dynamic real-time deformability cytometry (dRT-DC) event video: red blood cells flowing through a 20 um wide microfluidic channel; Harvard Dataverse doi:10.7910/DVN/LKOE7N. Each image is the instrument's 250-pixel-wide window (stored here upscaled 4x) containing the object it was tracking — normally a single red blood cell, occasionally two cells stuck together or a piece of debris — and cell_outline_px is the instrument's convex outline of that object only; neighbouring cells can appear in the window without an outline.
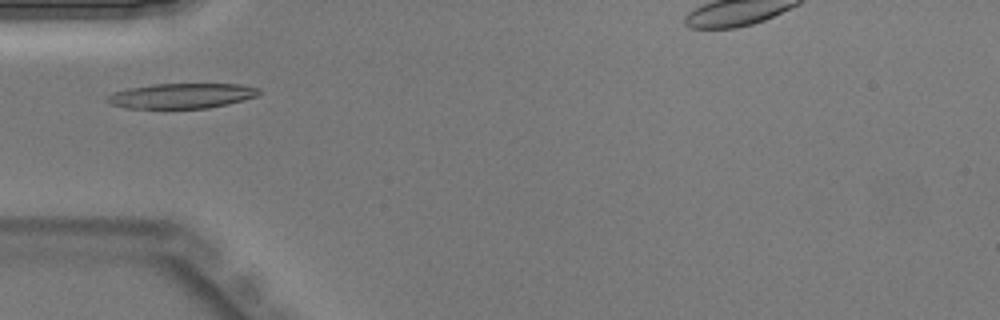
{"species": "Egyptian fruit bat (a non-hibernating species)", "species_latin": "Rousettus aegyptiacus", "temperature_condition": "warm", "stored_images_in_passage": 29, "camera_frame_rate_fps": 3000, "um_per_image_px": 0.085, "animal": {"sex": "male"}, "frame": {"image": 1, "passage_image": 1, "time_ms": 0.0, "image_size_px": [1000, 320], "cell_outline_px": [[260, 92], [256, 96], [244, 100], [228, 104], [208, 108], [124, 108], [112, 104], [104, 100], [104, 96], [128, 88], [156, 84], [240, 84], [260, 88]], "centroid_in_image_um": [15.43, 8.14], "position_along_channel_um": 69.6, "area_um2": 22.2}}
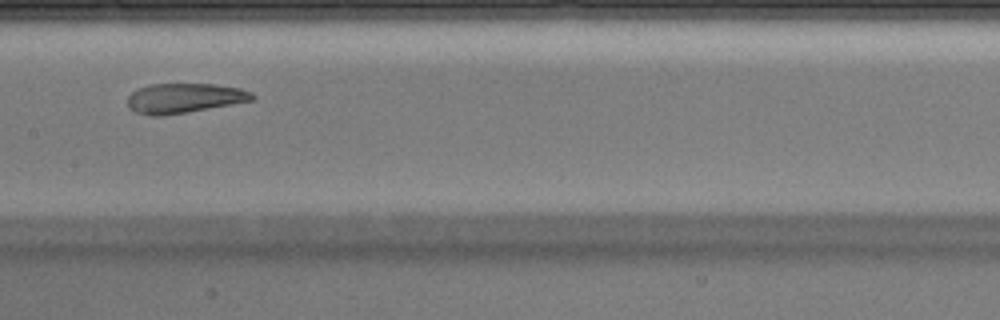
{"frame": {"image": 2, "passage_image": 9, "time_ms": 2.667, "image_size_px": [1000, 320], "cell_outline_px": [[256, 96], [252, 100], [208, 108], [160, 116], [148, 116], [136, 112], [128, 108], [128, 96], [132, 92], [148, 84], [212, 84], [240, 88], [252, 92]], "centroid_in_image_um": [15.62, 8.34], "position_along_channel_um": 191.8, "area_um2": 21.39}}